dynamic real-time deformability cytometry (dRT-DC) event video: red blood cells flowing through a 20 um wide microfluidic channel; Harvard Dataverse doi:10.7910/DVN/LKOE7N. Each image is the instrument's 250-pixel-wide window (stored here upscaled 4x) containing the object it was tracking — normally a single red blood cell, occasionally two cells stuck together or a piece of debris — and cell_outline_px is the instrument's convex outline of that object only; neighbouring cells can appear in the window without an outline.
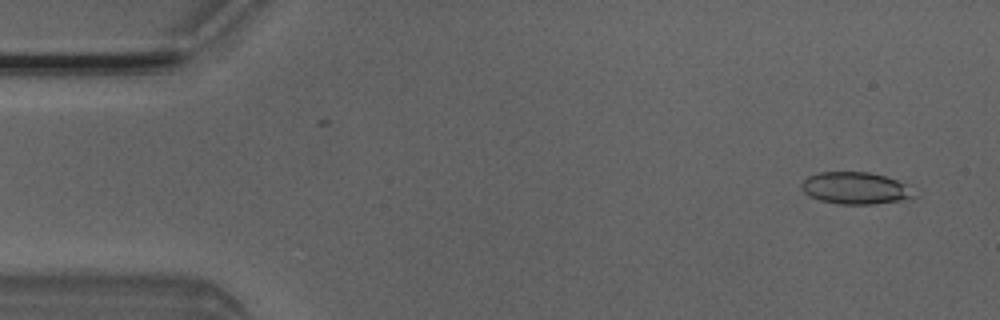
{"species": "Egyptian fruit bat (a non-hibernating species)", "species_latin": "Rousettus aegyptiacus", "temperature_condition": "room temperature", "stored_images_in_passage": 5, "camera_frame_rate_fps": 3000, "um_per_image_px": 0.085, "animal": {"sex": "male"}, "frame": {"image": 1, "passage_image": 1, "time_ms": 0.0, "image_size_px": [1000, 320], "cell_outline_px": [[916, 196], [900, 200], [876, 204], [840, 204], [820, 200], [808, 196], [800, 188], [800, 184], [808, 176], [820, 172], [868, 172], [884, 176], [896, 180], [904, 184]], "centroid_in_image_um": [72.63, 15.99], "position_along_channel_um": 12.4, "area_um2": 20.75}}